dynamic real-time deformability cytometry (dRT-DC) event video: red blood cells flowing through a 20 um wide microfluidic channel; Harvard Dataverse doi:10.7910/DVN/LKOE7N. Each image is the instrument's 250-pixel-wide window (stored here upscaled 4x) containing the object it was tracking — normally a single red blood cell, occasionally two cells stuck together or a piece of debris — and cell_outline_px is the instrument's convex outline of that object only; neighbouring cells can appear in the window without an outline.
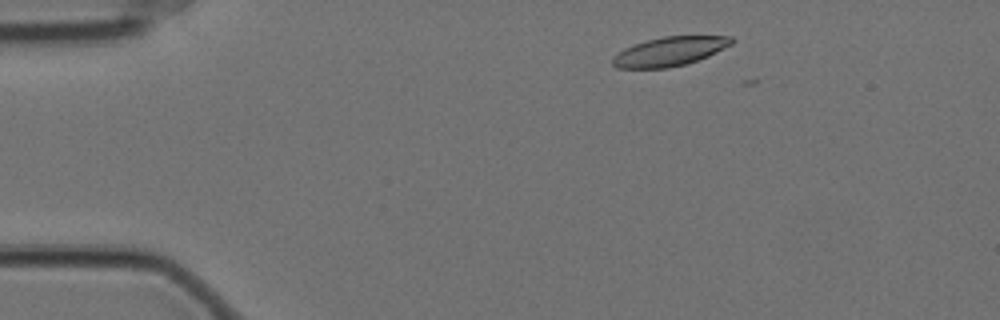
{"species": "Egyptian fruit bat (a non-hibernating species)", "species_latin": "Rousettus aegyptiacus", "temperature_condition": "cold", "stored_images_in_passage": 3, "camera_frame_rate_fps": 3000, "um_per_image_px": 0.085, "animal": {"sex": "female"}, "frame": {"image": 1, "passage_image": 2, "time_ms": 0.333, "image_size_px": [1000, 320], "cell_outline_px": [[736, 40], [732, 44], [708, 56], [684, 64], [668, 68], [616, 68], [612, 64], [612, 56], [624, 48], [648, 40], [664, 36], [732, 36]], "centroid_in_image_um": [56.91, 4.37], "position_along_channel_um": 28.1, "area_um2": 20.06}}